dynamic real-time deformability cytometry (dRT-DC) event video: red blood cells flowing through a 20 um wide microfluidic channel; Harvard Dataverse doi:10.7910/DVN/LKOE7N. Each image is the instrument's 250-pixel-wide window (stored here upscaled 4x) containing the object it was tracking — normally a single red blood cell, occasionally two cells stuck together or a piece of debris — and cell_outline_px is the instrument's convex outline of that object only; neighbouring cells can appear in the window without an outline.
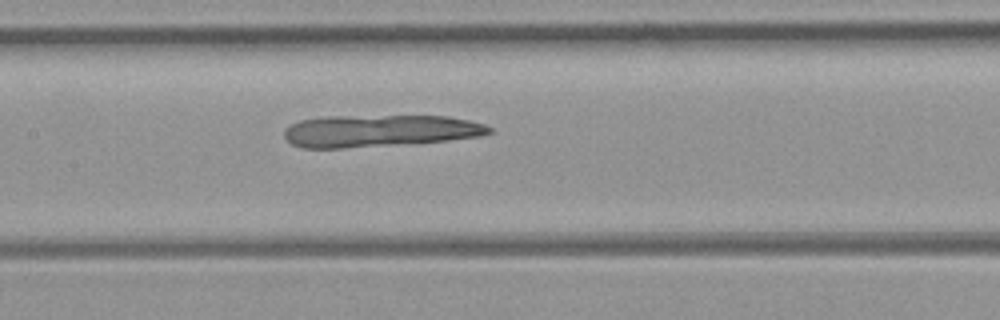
{"species": "common noctule bat (a hibernating species)", "species_latin": "Nyctalus noctula", "temperature_condition": "room temperature", "stored_images_in_passage": 40, "camera_frame_rate_fps": 3000, "um_per_image_px": 0.085, "animal": {"sex": "female", "body_mass_g": 21.9}, "frame": {"image": 1, "passage_image": 13, "time_ms": 4.0, "image_size_px": [1000, 320], "cell_outline_px": [[492, 132], [480, 136], [448, 140], [344, 148], [304, 148], [292, 144], [284, 136], [284, 132], [292, 124], [300, 120], [324, 116], [448, 116], [468, 120], [484, 124], [492, 128]], "centroid_in_image_um": [32.26, 11.11], "position_along_channel_um": 175.1, "area_um2": 37.97}}